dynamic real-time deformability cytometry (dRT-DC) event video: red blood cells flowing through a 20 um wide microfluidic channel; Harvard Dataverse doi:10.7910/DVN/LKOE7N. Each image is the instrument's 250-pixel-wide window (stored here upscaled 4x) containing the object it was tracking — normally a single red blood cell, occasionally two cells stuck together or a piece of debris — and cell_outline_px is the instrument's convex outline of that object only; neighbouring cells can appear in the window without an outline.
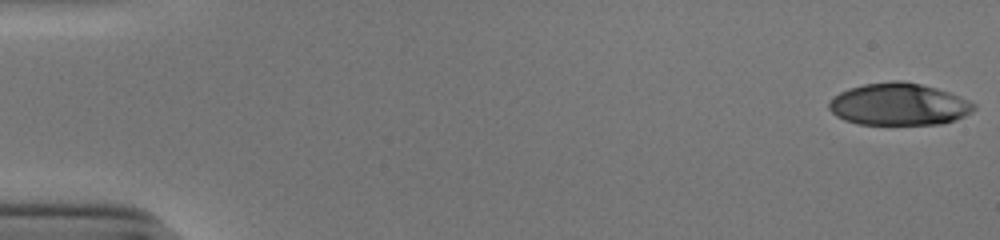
{"species": "human", "species_latin": "Homo sapiens", "temperature_condition": "cold", "stored_images_in_passage": 11, "camera_frame_rate_fps": 3000, "um_per_image_px": 0.085, "donor": {"sex": "male"}, "frame": {"image": 1, "passage_image": 1, "time_ms": 0.0, "image_size_px": [1000, 240], "cell_outline_px": [[976, 108], [972, 112], [964, 116], [940, 124], [860, 124], [844, 120], [836, 116], [828, 108], [828, 104], [840, 92], [848, 88], [864, 84], [892, 80], [904, 80], [936, 88], [948, 92], [976, 104]], "centroid_in_image_um": [76.39, 8.86], "position_along_channel_um": 8.6, "area_um2": 35.43}}